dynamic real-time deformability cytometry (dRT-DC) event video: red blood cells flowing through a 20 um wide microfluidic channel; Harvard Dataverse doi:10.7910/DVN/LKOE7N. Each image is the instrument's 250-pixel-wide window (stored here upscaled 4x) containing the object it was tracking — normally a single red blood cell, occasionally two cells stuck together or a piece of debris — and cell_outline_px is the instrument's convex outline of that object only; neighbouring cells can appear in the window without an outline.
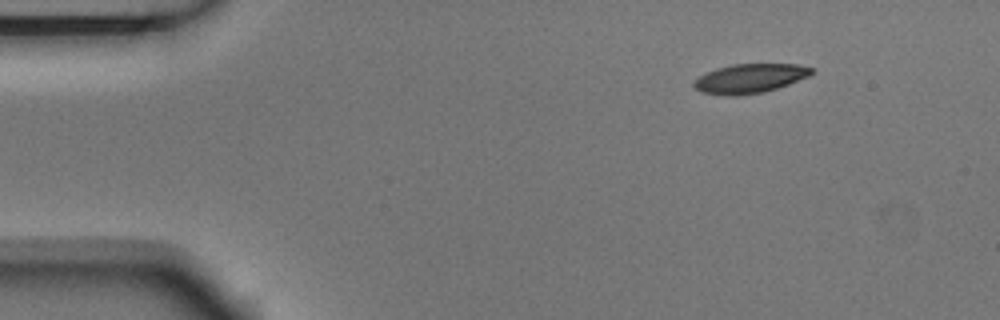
{"species": "Egyptian fruit bat (a non-hibernating species)", "species_latin": "Rousettus aegyptiacus", "temperature_condition": "room temperature", "stored_images_in_passage": 4, "camera_frame_rate_fps": 3000, "um_per_image_px": 0.085, "animal": {"sex": "male"}, "frame": {"image": 1, "passage_image": 1, "time_ms": 0.0, "image_size_px": [1000, 320], "cell_outline_px": [[812, 72], [808, 76], [788, 84], [764, 92], [704, 92], [696, 88], [692, 84], [700, 76], [716, 68], [732, 64], [796, 64], [812, 68]], "centroid_in_image_um": [63.8, 6.6], "position_along_channel_um": 21.2, "area_um2": 18.73}}
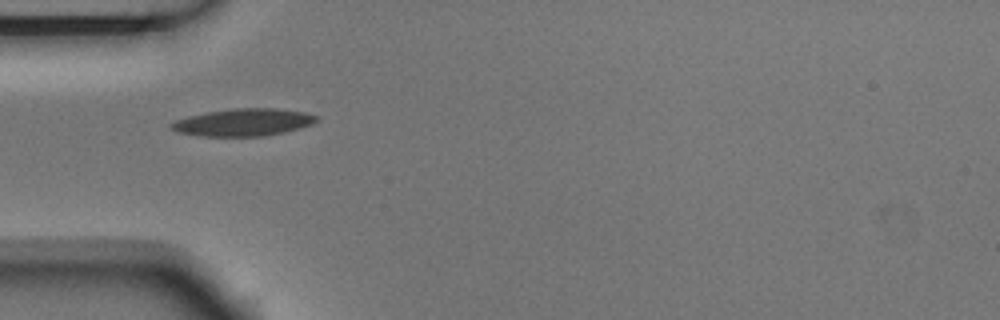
{"frame": {"image": 2, "passage_image": 4, "time_ms": 1.0, "image_size_px": [1000, 320], "cell_outline_px": [[316, 120], [312, 124], [300, 128], [284, 132], [264, 136], [200, 136], [176, 132], [168, 128], [168, 124], [176, 120], [188, 116], [208, 112], [232, 108], [276, 108], [304, 112], [316, 116]], "centroid_in_image_um": [20.62, 10.4], "position_along_channel_um": 64.4, "area_um2": 23.18}}